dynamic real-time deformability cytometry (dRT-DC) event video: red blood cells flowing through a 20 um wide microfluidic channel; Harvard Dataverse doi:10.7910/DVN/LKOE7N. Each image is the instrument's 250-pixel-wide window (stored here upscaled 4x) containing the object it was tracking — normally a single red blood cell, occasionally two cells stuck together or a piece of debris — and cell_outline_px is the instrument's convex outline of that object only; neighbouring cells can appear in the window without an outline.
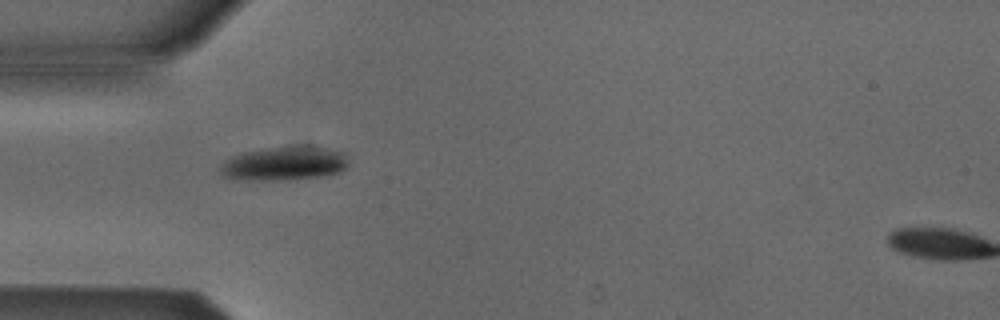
{"species": "Egyptian fruit bat (a non-hibernating species)", "species_latin": "Rousettus aegyptiacus", "temperature_condition": "cold", "stored_images_in_passage": 2, "camera_frame_rate_fps": 3000, "um_per_image_px": 0.085, "animal": {"sex": "male"}, "frame": {"image": 1, "passage_image": 1, "time_ms": 0.0, "image_size_px": [1000, 320], "cell_outline_px": [[348, 164], [340, 172], [328, 176], [288, 180], [264, 180], [224, 176], [220, 172], [220, 164], [224, 160], [232, 156], [244, 152], [288, 144], [308, 144], [344, 152], [348, 160]], "centroid_in_image_um": [24.24, 13.86], "position_along_channel_um": 60.8, "area_um2": 25.89}}
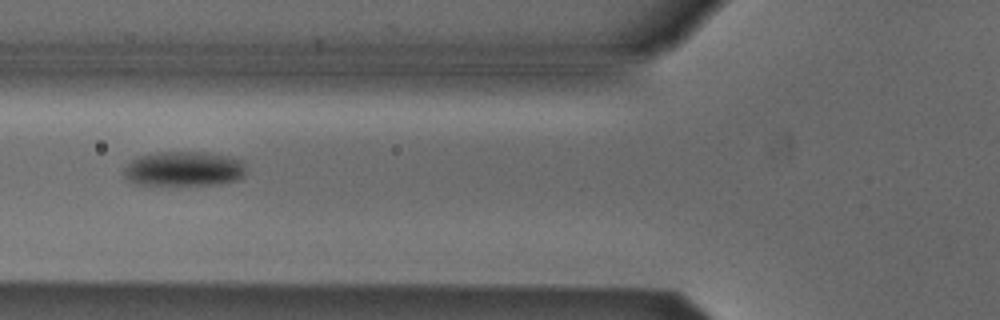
{"frame": {"image": 2, "passage_image": 2, "time_ms": 1.333, "image_size_px": [1000, 320], "cell_outline_px": [[244, 176], [236, 180], [220, 184], [132, 184], [124, 176], [124, 168], [132, 160], [140, 156], [156, 152], [212, 152], [232, 156], [244, 160]], "centroid_in_image_um": [15.67, 14.33], "position_along_channel_um": 110.1, "area_um2": 24.85}}